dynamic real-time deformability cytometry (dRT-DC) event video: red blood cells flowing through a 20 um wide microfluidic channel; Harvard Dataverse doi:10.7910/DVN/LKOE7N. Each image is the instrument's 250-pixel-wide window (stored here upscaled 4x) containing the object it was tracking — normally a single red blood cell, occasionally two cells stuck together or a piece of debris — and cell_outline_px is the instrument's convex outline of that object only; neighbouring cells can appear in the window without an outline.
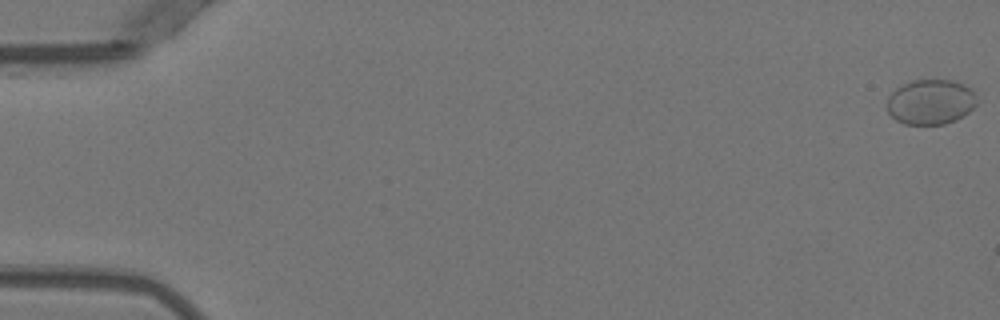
{"species": "Egyptian fruit bat (a non-hibernating species)", "species_latin": "Rousettus aegyptiacus", "temperature_condition": "warm", "stored_images_in_passage": 4, "camera_frame_rate_fps": 3000, "um_per_image_px": 0.085, "animal": {"sex": "female"}, "frame": {"image": 1, "passage_image": 1, "time_ms": 0.0, "image_size_px": [1000, 320], "cell_outline_px": [[980, 100], [964, 116], [956, 120], [944, 124], [904, 124], [896, 120], [888, 112], [888, 96], [896, 88], [912, 80], [956, 80], [972, 88], [976, 92]], "centroid_in_image_um": [79.16, 8.65], "position_along_channel_um": 5.8, "area_um2": 23.93}}